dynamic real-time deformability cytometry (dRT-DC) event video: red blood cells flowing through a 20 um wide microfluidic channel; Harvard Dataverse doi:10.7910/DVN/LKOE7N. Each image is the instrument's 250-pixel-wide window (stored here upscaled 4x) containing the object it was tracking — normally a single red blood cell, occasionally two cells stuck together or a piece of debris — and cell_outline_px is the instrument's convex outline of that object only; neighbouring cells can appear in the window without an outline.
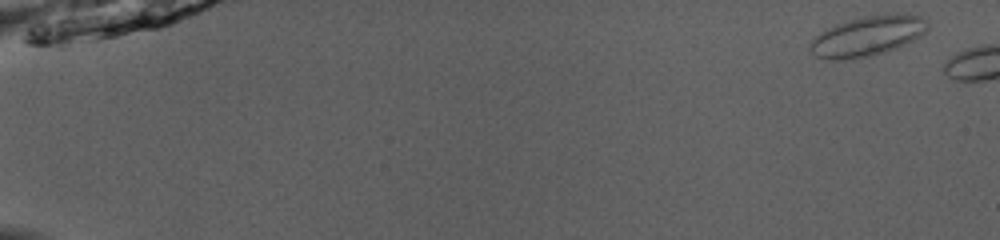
{"species": "common noctule bat (a hibernating species)", "species_latin": "Nyctalus noctula", "temperature_condition": "room temperature", "stored_images_in_passage": 5, "camera_frame_rate_fps": 3000, "um_per_image_px": 0.085, "animal": {"sex": "male", "body_mass_g": 13.0, "forearm_length_mm": 53.1}, "frame": {"image": 1, "passage_image": 1, "time_ms": 0.0, "image_size_px": [1000, 240], "cell_outline_px": [[928, 28], [920, 36], [896, 48], [872, 56], [852, 60], [832, 60], [816, 56], [808, 48], [808, 44], [816, 36], [828, 28], [836, 24], [864, 16], [884, 12], [904, 12], [920, 16], [928, 20]], "centroid_in_image_um": [73.77, 3.04], "position_along_channel_um": 11.2, "area_um2": 27.86}}